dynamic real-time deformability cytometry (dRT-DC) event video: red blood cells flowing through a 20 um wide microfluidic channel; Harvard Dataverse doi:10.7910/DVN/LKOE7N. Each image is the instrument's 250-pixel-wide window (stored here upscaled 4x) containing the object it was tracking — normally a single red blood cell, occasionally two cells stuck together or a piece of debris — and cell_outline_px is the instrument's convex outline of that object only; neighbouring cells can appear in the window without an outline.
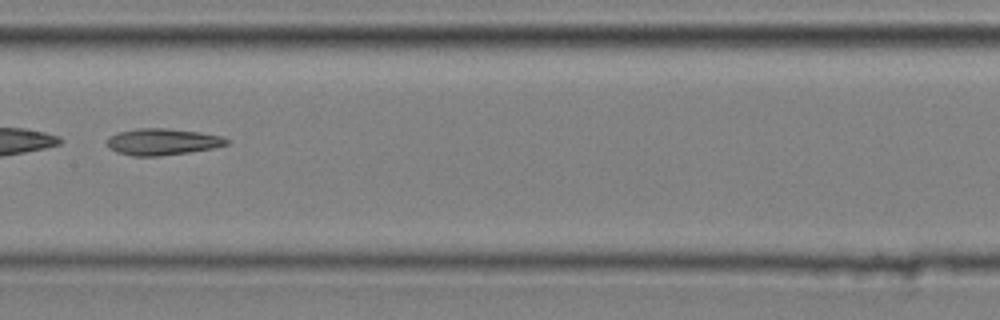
{"species": "common noctule bat (a hibernating species)", "species_latin": "Nyctalus noctula", "temperature_condition": "cold", "stored_images_in_passage": 9, "camera_frame_rate_fps": 3000, "um_per_image_px": 0.085, "animal": {"sex": "male", "body_mass_g": 20.4}, "frame": {"image": 1, "passage_image": 8, "time_ms": 2.333, "image_size_px": [1000, 320], "cell_outline_px": [[228, 144], [212, 148], [188, 152], [160, 156], [132, 156], [116, 152], [108, 148], [104, 140], [108, 136], [116, 132], [136, 128], [168, 128], [200, 132], [224, 136], [228, 140]], "centroid_in_image_um": [13.73, 12.04], "position_along_channel_um": 193.7, "area_um2": 18.84}}
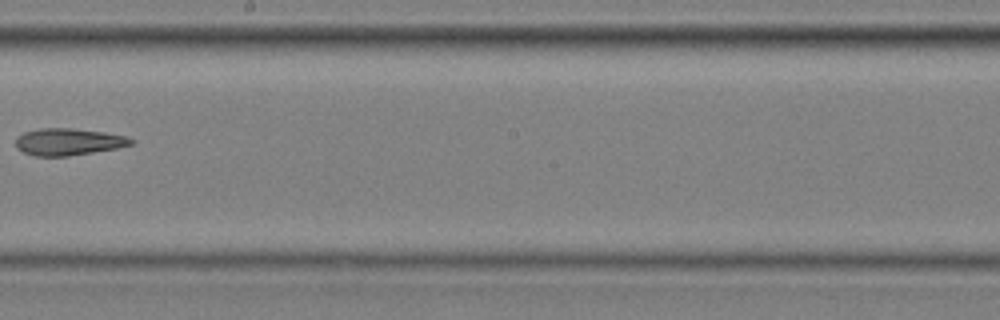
{"frame": {"image": 2, "passage_image": 9, "time_ms": 2.667, "image_size_px": [1000, 320], "cell_outline_px": [[136, 140], [132, 144], [116, 148], [68, 156], [36, 156], [24, 152], [16, 148], [16, 136], [24, 132], [40, 128], [72, 128], [104, 132], [128, 136]], "centroid_in_image_um": [5.81, 12.04], "position_along_channel_um": 242.4, "area_um2": 18.15}}